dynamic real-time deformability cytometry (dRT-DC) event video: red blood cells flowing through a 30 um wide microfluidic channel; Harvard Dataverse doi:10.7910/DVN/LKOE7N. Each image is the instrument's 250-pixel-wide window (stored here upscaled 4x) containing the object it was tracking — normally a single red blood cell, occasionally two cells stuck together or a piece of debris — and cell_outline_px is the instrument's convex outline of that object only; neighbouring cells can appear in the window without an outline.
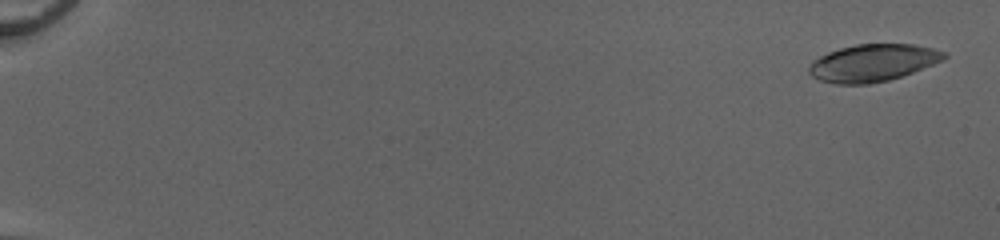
{"species": "common noctule bat (a hibernating species)", "species_latin": "Nyctalus noctula", "temperature_condition": "cold", "stored_images_in_passage": 43, "camera_frame_rate_fps": 3000, "um_per_image_px": 0.085, "animal": {"sex": "female", "body_mass_g": 20.0, "forearm_length_mm": 54.0}, "frame": {"image": 1, "passage_image": 2, "time_ms": 0.333, "image_size_px": [1000, 240], "cell_outline_px": [[948, 56], [944, 60], [912, 72], [888, 80], [868, 84], [836, 84], [820, 80], [812, 76], [808, 72], [808, 68], [820, 56], [828, 52], [840, 48], [856, 44], [912, 44], [932, 48], [944, 52]], "centroid_in_image_um": [74.19, 5.34], "position_along_channel_um": 10.8, "area_um2": 29.02}}
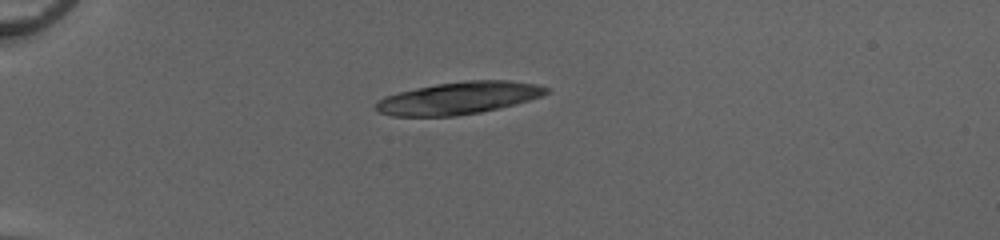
{"frame": {"image": 2, "passage_image": 16, "time_ms": 5.0, "image_size_px": [1000, 240], "cell_outline_px": [[548, 92], [540, 96], [516, 104], [480, 112], [456, 116], [392, 116], [376, 112], [376, 104], [384, 96], [416, 88], [436, 84], [468, 80], [508, 80], [536, 84], [548, 88]], "centroid_in_image_um": [38.97, 8.34], "position_along_channel_um": 46.0, "area_um2": 31.85}}